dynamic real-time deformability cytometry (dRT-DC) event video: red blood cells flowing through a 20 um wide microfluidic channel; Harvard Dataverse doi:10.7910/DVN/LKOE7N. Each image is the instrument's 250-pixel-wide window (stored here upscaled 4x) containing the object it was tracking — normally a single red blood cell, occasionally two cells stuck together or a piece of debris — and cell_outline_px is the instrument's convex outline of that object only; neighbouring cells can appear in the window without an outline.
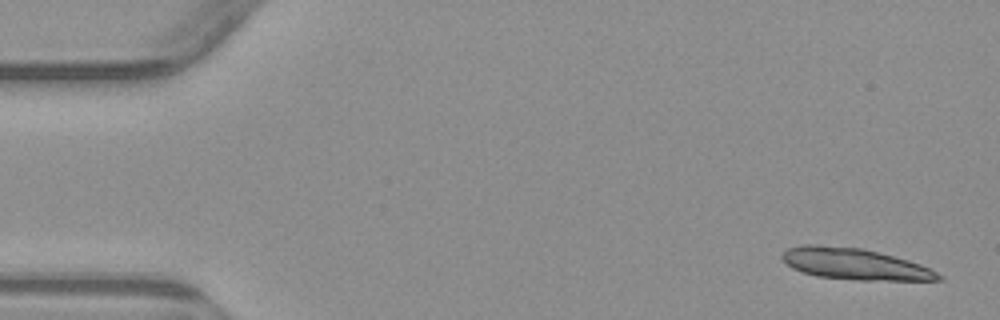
{"species": "common noctule bat (a hibernating species)", "species_latin": "Nyctalus noctula", "temperature_condition": "warm", "stored_images_in_passage": 8, "segment_of_instrument_passage": [1, 2], "camera_frame_rate_fps": 3000, "um_per_image_px": 0.085, "animal": {"sex": "male", "body_mass_g": 23.1, "forearm_length_mm": 52.7}, "frame": {"image": 1, "passage_image": 1, "time_ms": 0.0, "image_size_px": [1000, 320], "cell_outline_px": [[944, 280], [860, 280], [816, 276], [792, 268], [780, 256], [788, 248], [804, 244], [816, 244], [860, 248], [908, 260], [920, 264], [944, 276]], "centroid_in_image_um": [72.64, 22.44], "position_along_channel_um": 12.4, "area_um2": 28.21}}